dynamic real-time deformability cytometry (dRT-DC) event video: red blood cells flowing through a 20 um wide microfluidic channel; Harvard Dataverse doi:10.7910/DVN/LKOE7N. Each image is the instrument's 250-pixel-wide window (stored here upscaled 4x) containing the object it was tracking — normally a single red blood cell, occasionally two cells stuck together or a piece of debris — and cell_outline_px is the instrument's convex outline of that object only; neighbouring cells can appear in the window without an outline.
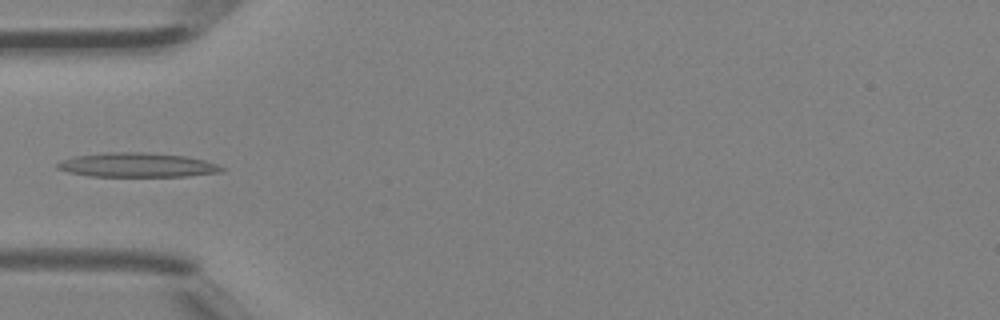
{"species": "Egyptian fruit bat (a non-hibernating species)", "species_latin": "Rousettus aegyptiacus", "temperature_condition": "room temperature", "stored_images_in_passage": 3, "camera_frame_rate_fps": 3000, "um_per_image_px": 0.085, "animal": {"sex": "female"}, "frame": {"image": 1, "passage_image": 3, "time_ms": 0.667, "image_size_px": [1000, 320], "cell_outline_px": [[224, 172], [188, 176], [88, 176], [68, 172], [56, 168], [56, 164], [60, 160], [76, 156], [108, 152], [144, 152], [184, 156], [204, 160], [216, 164], [224, 168]], "centroid_in_image_um": [11.64, 14.03], "position_along_channel_um": 73.4, "area_um2": 23.24}}